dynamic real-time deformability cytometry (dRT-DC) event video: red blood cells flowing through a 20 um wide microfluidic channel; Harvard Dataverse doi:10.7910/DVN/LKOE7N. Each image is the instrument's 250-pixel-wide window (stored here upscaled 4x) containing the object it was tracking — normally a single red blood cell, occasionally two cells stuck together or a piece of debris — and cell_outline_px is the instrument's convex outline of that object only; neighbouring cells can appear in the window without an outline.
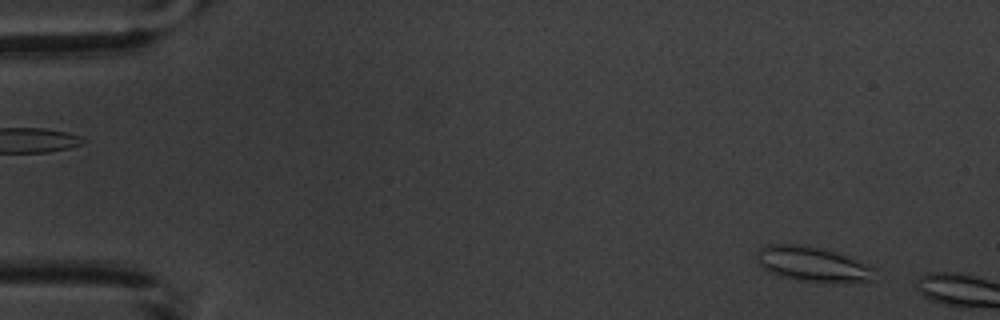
{"species": "common noctule bat (a hibernating species)", "species_latin": "Nyctalus noctula", "temperature_condition": "warm", "stored_images_in_passage": 5, "camera_frame_rate_fps": 3000, "um_per_image_px": 0.085, "animal": {"sex": "male", "body_mass_g": 20.1, "forearm_length_mm": 53.5}, "frame": {"image": 1, "passage_image": 1, "time_ms": 0.0, "image_size_px": [1000, 320], "cell_outline_px": [[872, 280], [800, 280], [780, 276], [764, 268], [756, 260], [756, 252], [764, 244], [792, 244], [816, 248], [832, 252], [868, 264], [872, 268]], "centroid_in_image_um": [68.92, 22.41], "position_along_channel_um": 16.1, "area_um2": 22.48}}